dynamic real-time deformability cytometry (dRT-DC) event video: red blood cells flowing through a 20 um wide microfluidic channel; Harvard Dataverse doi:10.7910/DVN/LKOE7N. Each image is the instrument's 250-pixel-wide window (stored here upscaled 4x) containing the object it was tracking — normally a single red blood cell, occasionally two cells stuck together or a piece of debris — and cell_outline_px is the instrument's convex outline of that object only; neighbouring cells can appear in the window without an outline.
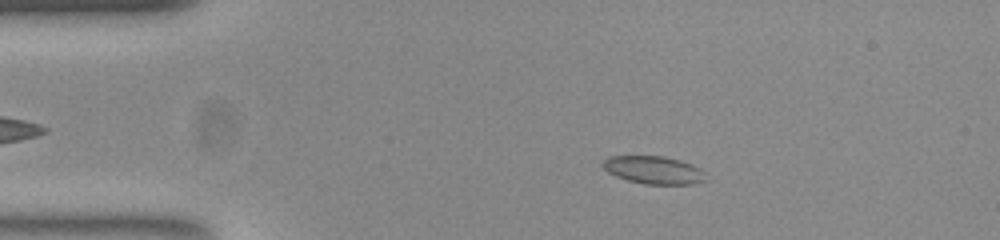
{"species": "common noctule bat (a hibernating species)", "species_latin": "Nyctalus noctula", "temperature_condition": "room temperature", "stored_images_in_passage": 53, "camera_frame_rate_fps": 3000, "um_per_image_px": 0.085, "animal": {"sex": "female", "body_mass_g": 23.0, "forearm_length_mm": 53.4}, "frame": {"image": 1, "passage_image": 9, "time_ms": 2.667, "image_size_px": [1000, 240], "cell_outline_px": [[708, 180], [692, 184], [644, 184], [628, 180], [616, 176], [608, 172], [604, 168], [604, 160], [608, 156], [664, 156], [680, 160], [692, 164], [700, 168], [704, 172]], "centroid_in_image_um": [55.61, 14.45], "position_along_channel_um": 29.4, "area_um2": 16.7}}
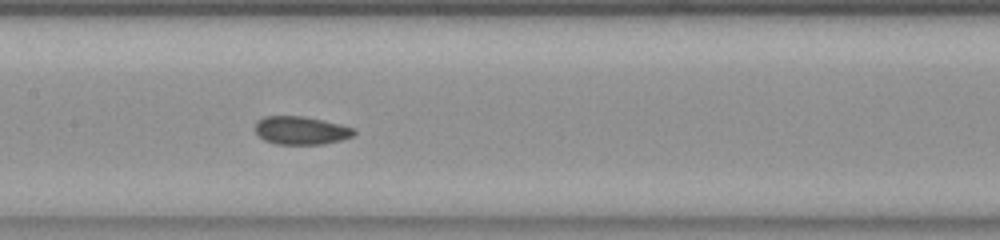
{"frame": {"image": 2, "passage_image": 25, "time_ms": 8.0, "image_size_px": [1000, 240], "cell_outline_px": [[356, 132], [352, 136], [340, 140], [324, 144], [276, 144], [264, 140], [256, 132], [256, 120], [264, 116], [304, 116], [340, 124], [356, 128]], "centroid_in_image_um": [25.59, 11.08], "position_along_channel_um": 181.8, "area_um2": 16.24}}
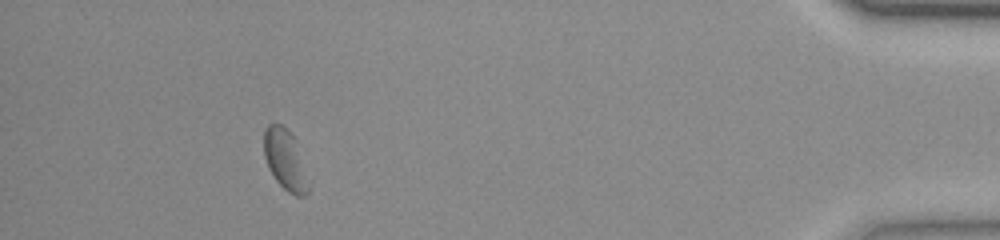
{"frame": {"image": 3, "passage_image": 48, "time_ms": 15.667, "image_size_px": [1000, 240], "cell_outline_px": [[308, 192], [304, 196], [296, 196], [288, 192], [276, 180], [268, 168], [264, 156], [264, 128], [268, 124], [280, 124], [296, 140], [308, 188]], "centroid_in_image_um": [24.19, 13.57], "position_along_channel_um": 411.0, "area_um2": 15.14}, "authors_computed_cell_mechanics": {"area_um2": 16.3574, "velocity_mm_per_s": 3.8204, "shape_relaxation_time_tau1_ms": null, "shape_relaxation_time_tau2_ms": 1.7804, "deformation_change_tau1": null, "deformation_change_tau2": 0.0519}}